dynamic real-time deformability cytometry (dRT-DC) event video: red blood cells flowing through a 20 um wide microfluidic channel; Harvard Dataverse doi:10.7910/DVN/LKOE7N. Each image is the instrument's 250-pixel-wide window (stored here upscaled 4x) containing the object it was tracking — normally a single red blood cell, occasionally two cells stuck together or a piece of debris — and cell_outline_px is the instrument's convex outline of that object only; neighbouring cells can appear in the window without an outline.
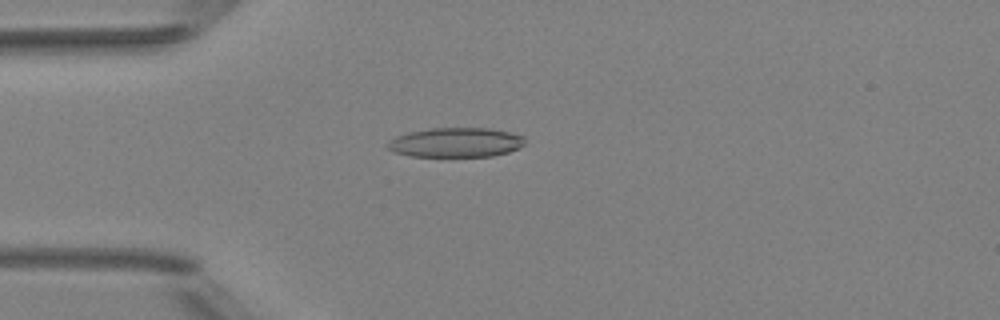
{"species": "Egyptian fruit bat (a non-hibernating species)", "species_latin": "Rousettus aegyptiacus", "temperature_condition": "room temperature", "stored_images_in_passage": 3, "camera_frame_rate_fps": 3000, "um_per_image_px": 0.085, "animal": {"sex": "female"}, "frame": {"image": 1, "passage_image": 3, "time_ms": 2.333, "image_size_px": [1000, 320], "cell_outline_px": [[524, 144], [520, 148], [508, 152], [492, 156], [408, 156], [392, 152], [388, 148], [388, 140], [396, 136], [408, 132], [432, 128], [488, 128], [508, 132], [524, 136]], "centroid_in_image_um": [38.72, 12.11], "position_along_channel_um": 46.3, "area_um2": 23.64}}